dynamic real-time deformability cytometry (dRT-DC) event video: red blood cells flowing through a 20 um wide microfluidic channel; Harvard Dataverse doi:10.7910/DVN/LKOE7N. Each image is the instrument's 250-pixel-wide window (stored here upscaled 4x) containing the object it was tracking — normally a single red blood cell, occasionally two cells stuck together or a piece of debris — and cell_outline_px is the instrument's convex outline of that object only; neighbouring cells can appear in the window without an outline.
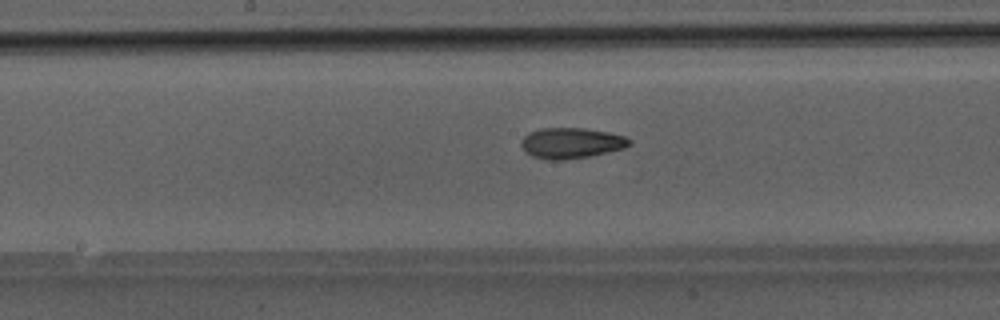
{"species": "Egyptian fruit bat (a non-hibernating species)", "species_latin": "Rousettus aegyptiacus", "temperature_condition": "room temperature", "stored_images_in_passage": 38, "camera_frame_rate_fps": 3000, "um_per_image_px": 0.085, "animal": {"sex": "male"}, "frame": {"image": 1, "passage_image": 15, "time_ms": 4.667, "image_size_px": [1000, 320], "cell_outline_px": [[632, 144], [624, 148], [608, 152], [588, 156], [560, 160], [548, 160], [532, 156], [524, 152], [520, 144], [520, 140], [528, 132], [540, 128], [584, 128], [608, 132], [624, 136], [632, 140]], "centroid_in_image_um": [48.52, 12.15], "position_along_channel_um": 199.7, "area_um2": 19.48}}
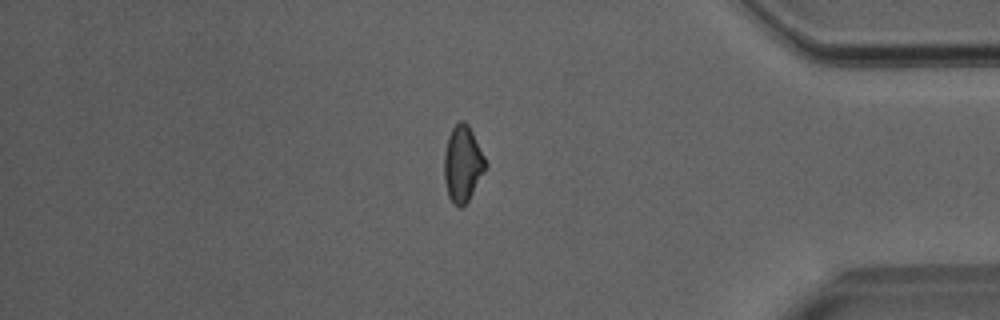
{"frame": {"image": 2, "passage_image": 31, "time_ms": 10.0, "image_size_px": [1000, 320], "cell_outline_px": [[488, 168], [468, 200], [460, 208], [452, 204], [448, 196], [444, 180], [444, 152], [448, 136], [452, 128], [460, 120], [464, 120], [468, 124], [488, 164]], "centroid_in_image_um": [39.33, 13.94], "position_along_channel_um": 395.9, "area_um2": 18.55}}
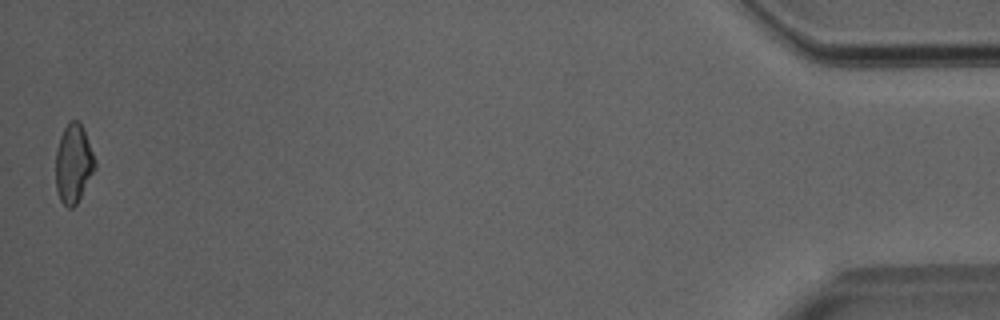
{"frame": {"image": 3, "passage_image": 38, "time_ms": 12.333, "image_size_px": [1000, 320], "cell_outline_px": [[96, 168], [76, 204], [72, 208], [68, 208], [60, 200], [56, 188], [56, 152], [60, 136], [64, 128], [72, 120], [80, 120], [96, 160]], "centroid_in_image_um": [6.25, 13.9], "position_along_channel_um": 428.9, "area_um2": 17.98}}